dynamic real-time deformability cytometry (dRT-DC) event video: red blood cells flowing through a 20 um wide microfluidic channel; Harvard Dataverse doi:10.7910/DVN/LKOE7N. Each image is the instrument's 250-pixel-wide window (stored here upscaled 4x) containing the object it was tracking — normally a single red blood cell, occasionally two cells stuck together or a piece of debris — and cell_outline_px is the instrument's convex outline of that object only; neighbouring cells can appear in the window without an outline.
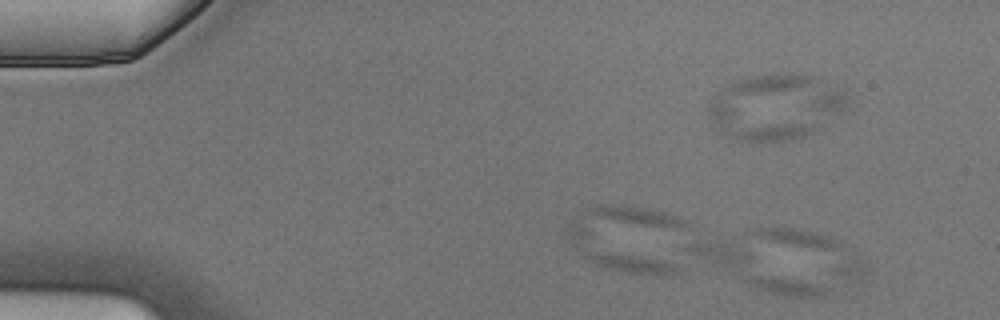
{"species": "Egyptian fruit bat (a non-hibernating species)", "species_latin": "Rousettus aegyptiacus", "temperature_condition": "cold", "stored_images_in_passage": 4, "camera_frame_rate_fps": 3000, "um_per_image_px": 0.085, "animal": {"sex": "male"}, "frame": {"image": 1, "passage_image": 2, "time_ms": 0.333, "image_size_px": [1000, 320], "cell_outline_px": [[868, 280], [856, 280], [840, 276], [752, 232], [756, 228], [796, 228], [828, 236], [840, 240], [848, 244], [856, 252], [868, 268]], "centroid_in_image_um": [69.61, 21.31], "position_along_channel_um": 15.4, "area_um2": 20.23}}